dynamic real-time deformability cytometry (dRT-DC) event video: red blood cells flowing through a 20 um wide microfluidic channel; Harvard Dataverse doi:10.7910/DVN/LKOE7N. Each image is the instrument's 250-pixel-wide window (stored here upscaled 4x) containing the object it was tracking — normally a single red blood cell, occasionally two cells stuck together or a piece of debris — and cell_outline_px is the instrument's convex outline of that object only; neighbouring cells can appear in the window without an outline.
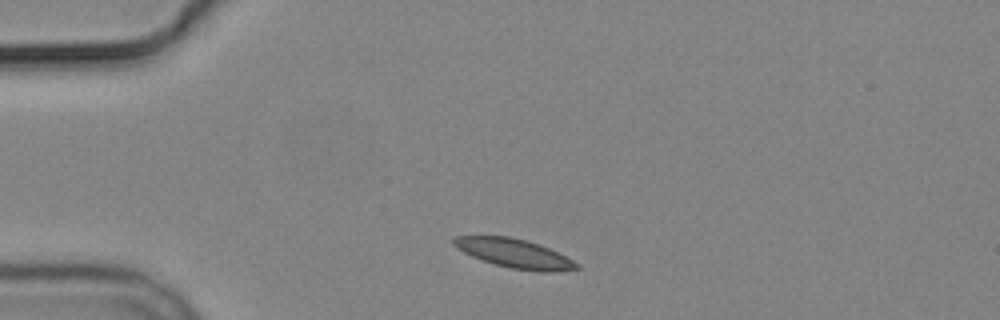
{"species": "common noctule bat (a hibernating species)", "species_latin": "Nyctalus noctula", "temperature_condition": "cold", "stored_images_in_passage": 2, "camera_frame_rate_fps": 3000, "um_per_image_px": 0.085, "animal": {"sex": "male", "body_mass_g": 19.2, "forearm_length_mm": 51.8}, "frame": {"image": 1, "passage_image": 1, "time_ms": 0.0, "image_size_px": [1000, 320], "cell_outline_px": [[580, 268], [556, 272], [540, 272], [512, 268], [496, 264], [472, 256], [456, 248], [452, 244], [452, 240], [456, 236], [508, 236], [540, 244], [580, 264]], "centroid_in_image_um": [43.73, 21.54], "position_along_channel_um": 41.3, "area_um2": 20.52}}